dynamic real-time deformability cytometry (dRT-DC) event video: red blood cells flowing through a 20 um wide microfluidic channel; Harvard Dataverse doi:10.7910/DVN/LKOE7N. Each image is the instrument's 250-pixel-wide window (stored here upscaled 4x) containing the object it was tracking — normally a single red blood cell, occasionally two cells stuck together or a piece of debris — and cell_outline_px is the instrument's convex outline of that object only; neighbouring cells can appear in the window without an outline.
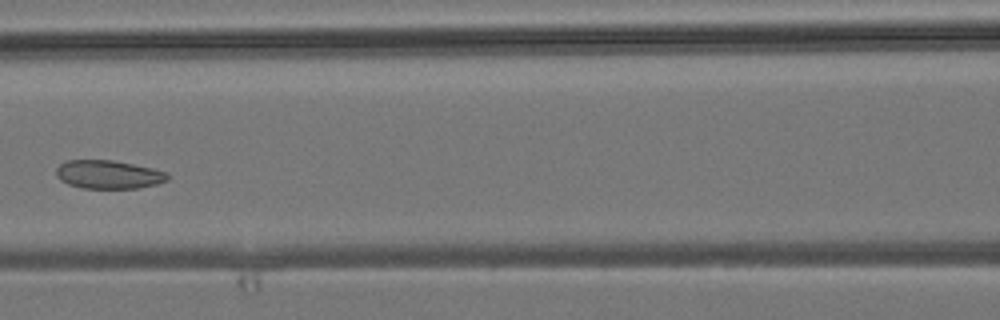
{"species": "common noctule bat (a hibernating species)", "species_latin": "Nyctalus noctula", "temperature_condition": "room temperature", "stored_images_in_passage": 5, "camera_frame_rate_fps": 3000, "um_per_image_px": 0.085, "animal": {"sex": "male", "body_mass_g": 19.2, "forearm_length_mm": 51.8}, "frame": {"image": 1, "passage_image": 5, "time_ms": 4.333, "image_size_px": [1000, 320], "cell_outline_px": [[168, 180], [156, 184], [140, 188], [84, 188], [68, 184], [60, 180], [56, 176], [56, 168], [60, 164], [68, 160], [112, 160], [152, 168], [168, 172]], "centroid_in_image_um": [9.22, 14.83], "position_along_channel_um": 157.4, "area_um2": 18.44}}